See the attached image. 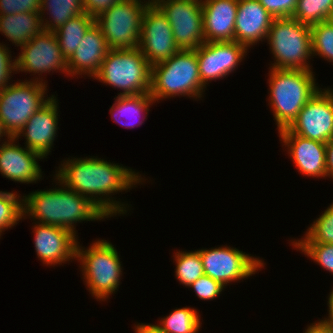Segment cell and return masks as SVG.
<instances>
[{
	"label": "cell",
	"mask_w": 333,
	"mask_h": 333,
	"mask_svg": "<svg viewBox=\"0 0 333 333\" xmlns=\"http://www.w3.org/2000/svg\"><path fill=\"white\" fill-rule=\"evenodd\" d=\"M14 143L16 138L10 137L0 145L1 174L14 182L36 183L42 177L37 160L44 157L34 150L22 148Z\"/></svg>",
	"instance_id": "ac0fdd59"
},
{
	"label": "cell",
	"mask_w": 333,
	"mask_h": 333,
	"mask_svg": "<svg viewBox=\"0 0 333 333\" xmlns=\"http://www.w3.org/2000/svg\"><path fill=\"white\" fill-rule=\"evenodd\" d=\"M333 17V0H298L292 18L312 26Z\"/></svg>",
	"instance_id": "83f0119b"
},
{
	"label": "cell",
	"mask_w": 333,
	"mask_h": 333,
	"mask_svg": "<svg viewBox=\"0 0 333 333\" xmlns=\"http://www.w3.org/2000/svg\"><path fill=\"white\" fill-rule=\"evenodd\" d=\"M269 104L278 131L288 128L300 110L321 88L312 70L274 69L269 71Z\"/></svg>",
	"instance_id": "3957f363"
},
{
	"label": "cell",
	"mask_w": 333,
	"mask_h": 333,
	"mask_svg": "<svg viewBox=\"0 0 333 333\" xmlns=\"http://www.w3.org/2000/svg\"><path fill=\"white\" fill-rule=\"evenodd\" d=\"M149 4L145 0H123L95 18L109 49L139 47L142 18Z\"/></svg>",
	"instance_id": "9c48e42d"
},
{
	"label": "cell",
	"mask_w": 333,
	"mask_h": 333,
	"mask_svg": "<svg viewBox=\"0 0 333 333\" xmlns=\"http://www.w3.org/2000/svg\"><path fill=\"white\" fill-rule=\"evenodd\" d=\"M273 20L274 17L258 0H238L235 41L249 49L257 42L267 39Z\"/></svg>",
	"instance_id": "ffe728a7"
},
{
	"label": "cell",
	"mask_w": 333,
	"mask_h": 333,
	"mask_svg": "<svg viewBox=\"0 0 333 333\" xmlns=\"http://www.w3.org/2000/svg\"><path fill=\"white\" fill-rule=\"evenodd\" d=\"M19 197L15 192L0 191V236L24 217L23 199Z\"/></svg>",
	"instance_id": "1f68e13d"
},
{
	"label": "cell",
	"mask_w": 333,
	"mask_h": 333,
	"mask_svg": "<svg viewBox=\"0 0 333 333\" xmlns=\"http://www.w3.org/2000/svg\"><path fill=\"white\" fill-rule=\"evenodd\" d=\"M95 23V18L86 12L76 15L54 33L63 56L68 60L82 41L84 34Z\"/></svg>",
	"instance_id": "d4e9b609"
},
{
	"label": "cell",
	"mask_w": 333,
	"mask_h": 333,
	"mask_svg": "<svg viewBox=\"0 0 333 333\" xmlns=\"http://www.w3.org/2000/svg\"><path fill=\"white\" fill-rule=\"evenodd\" d=\"M259 3L274 17H292L298 0H258Z\"/></svg>",
	"instance_id": "e575fe53"
},
{
	"label": "cell",
	"mask_w": 333,
	"mask_h": 333,
	"mask_svg": "<svg viewBox=\"0 0 333 333\" xmlns=\"http://www.w3.org/2000/svg\"><path fill=\"white\" fill-rule=\"evenodd\" d=\"M267 41L276 59L271 68L311 70L307 63L312 56L310 26L292 17L274 18Z\"/></svg>",
	"instance_id": "52a82bcc"
},
{
	"label": "cell",
	"mask_w": 333,
	"mask_h": 333,
	"mask_svg": "<svg viewBox=\"0 0 333 333\" xmlns=\"http://www.w3.org/2000/svg\"><path fill=\"white\" fill-rule=\"evenodd\" d=\"M135 333H166L158 325L139 323L135 325Z\"/></svg>",
	"instance_id": "ab89813d"
},
{
	"label": "cell",
	"mask_w": 333,
	"mask_h": 333,
	"mask_svg": "<svg viewBox=\"0 0 333 333\" xmlns=\"http://www.w3.org/2000/svg\"><path fill=\"white\" fill-rule=\"evenodd\" d=\"M197 251L202 259L204 274L223 286L250 277L264 267V262L259 258H254L230 246Z\"/></svg>",
	"instance_id": "8fae6325"
},
{
	"label": "cell",
	"mask_w": 333,
	"mask_h": 333,
	"mask_svg": "<svg viewBox=\"0 0 333 333\" xmlns=\"http://www.w3.org/2000/svg\"><path fill=\"white\" fill-rule=\"evenodd\" d=\"M326 175L333 178V138L326 143Z\"/></svg>",
	"instance_id": "f35d334b"
},
{
	"label": "cell",
	"mask_w": 333,
	"mask_h": 333,
	"mask_svg": "<svg viewBox=\"0 0 333 333\" xmlns=\"http://www.w3.org/2000/svg\"><path fill=\"white\" fill-rule=\"evenodd\" d=\"M333 274V244H292Z\"/></svg>",
	"instance_id": "d6a6232c"
},
{
	"label": "cell",
	"mask_w": 333,
	"mask_h": 333,
	"mask_svg": "<svg viewBox=\"0 0 333 333\" xmlns=\"http://www.w3.org/2000/svg\"><path fill=\"white\" fill-rule=\"evenodd\" d=\"M76 245V260L80 261L82 273L93 297L100 301L109 298L120 285L122 266L117 250L106 240H97L85 248ZM83 248V249H82ZM104 299V300H103Z\"/></svg>",
	"instance_id": "8992f818"
},
{
	"label": "cell",
	"mask_w": 333,
	"mask_h": 333,
	"mask_svg": "<svg viewBox=\"0 0 333 333\" xmlns=\"http://www.w3.org/2000/svg\"><path fill=\"white\" fill-rule=\"evenodd\" d=\"M3 136H5V137L7 136L6 139L10 138V137L6 134V132H5L4 128H3V126H2L1 120H0V139H1V137H3ZM0 141H1V140H0Z\"/></svg>",
	"instance_id": "7bdbcfd3"
},
{
	"label": "cell",
	"mask_w": 333,
	"mask_h": 333,
	"mask_svg": "<svg viewBox=\"0 0 333 333\" xmlns=\"http://www.w3.org/2000/svg\"><path fill=\"white\" fill-rule=\"evenodd\" d=\"M238 0L202 2L204 42L235 41Z\"/></svg>",
	"instance_id": "44dd1931"
},
{
	"label": "cell",
	"mask_w": 333,
	"mask_h": 333,
	"mask_svg": "<svg viewBox=\"0 0 333 333\" xmlns=\"http://www.w3.org/2000/svg\"><path fill=\"white\" fill-rule=\"evenodd\" d=\"M157 0H148V2L151 4H154Z\"/></svg>",
	"instance_id": "ee69618b"
},
{
	"label": "cell",
	"mask_w": 333,
	"mask_h": 333,
	"mask_svg": "<svg viewBox=\"0 0 333 333\" xmlns=\"http://www.w3.org/2000/svg\"><path fill=\"white\" fill-rule=\"evenodd\" d=\"M279 137L300 173L313 178L327 176L325 143L303 138L288 128L280 130Z\"/></svg>",
	"instance_id": "e0dca14e"
},
{
	"label": "cell",
	"mask_w": 333,
	"mask_h": 333,
	"mask_svg": "<svg viewBox=\"0 0 333 333\" xmlns=\"http://www.w3.org/2000/svg\"><path fill=\"white\" fill-rule=\"evenodd\" d=\"M65 161L55 174L57 183L91 199L109 217L127 212L125 204L110 198L109 195L130 190L132 186L142 182L141 175L123 165L101 158H68Z\"/></svg>",
	"instance_id": "6da1fadb"
},
{
	"label": "cell",
	"mask_w": 333,
	"mask_h": 333,
	"mask_svg": "<svg viewBox=\"0 0 333 333\" xmlns=\"http://www.w3.org/2000/svg\"><path fill=\"white\" fill-rule=\"evenodd\" d=\"M288 129L303 138L327 143L333 138V90L320 89Z\"/></svg>",
	"instance_id": "4fadbf2b"
},
{
	"label": "cell",
	"mask_w": 333,
	"mask_h": 333,
	"mask_svg": "<svg viewBox=\"0 0 333 333\" xmlns=\"http://www.w3.org/2000/svg\"><path fill=\"white\" fill-rule=\"evenodd\" d=\"M305 330V333H333V331L321 320L319 322L316 321L315 323H312Z\"/></svg>",
	"instance_id": "60d3db41"
},
{
	"label": "cell",
	"mask_w": 333,
	"mask_h": 333,
	"mask_svg": "<svg viewBox=\"0 0 333 333\" xmlns=\"http://www.w3.org/2000/svg\"><path fill=\"white\" fill-rule=\"evenodd\" d=\"M115 99H116L115 103L110 107L109 110L112 119H114V121L120 124L122 127L124 126L131 129H133L135 126L142 125L144 119H146V116L148 114L149 106L155 102L150 93H144L140 95H128V96L118 95ZM143 113L145 118H143V115H141ZM138 115L142 116L143 121L139 122L140 120H138V123L132 124L133 120H131V118L134 116L136 118L138 117ZM121 117L122 118L130 117L129 119L132 122L131 121H130L131 123H129L128 121L122 122Z\"/></svg>",
	"instance_id": "cb8c5ba5"
},
{
	"label": "cell",
	"mask_w": 333,
	"mask_h": 333,
	"mask_svg": "<svg viewBox=\"0 0 333 333\" xmlns=\"http://www.w3.org/2000/svg\"><path fill=\"white\" fill-rule=\"evenodd\" d=\"M195 308L175 309L158 325L166 333H198L201 327L200 315Z\"/></svg>",
	"instance_id": "4316f807"
},
{
	"label": "cell",
	"mask_w": 333,
	"mask_h": 333,
	"mask_svg": "<svg viewBox=\"0 0 333 333\" xmlns=\"http://www.w3.org/2000/svg\"><path fill=\"white\" fill-rule=\"evenodd\" d=\"M56 99L52 95L50 100L33 114L15 137L18 140L19 136H24L25 146L40 153L44 158L51 152L53 141L57 135L58 102Z\"/></svg>",
	"instance_id": "d6986e66"
},
{
	"label": "cell",
	"mask_w": 333,
	"mask_h": 333,
	"mask_svg": "<svg viewBox=\"0 0 333 333\" xmlns=\"http://www.w3.org/2000/svg\"><path fill=\"white\" fill-rule=\"evenodd\" d=\"M201 300H213L221 294L225 286L208 275H202L190 286Z\"/></svg>",
	"instance_id": "836d02e7"
},
{
	"label": "cell",
	"mask_w": 333,
	"mask_h": 333,
	"mask_svg": "<svg viewBox=\"0 0 333 333\" xmlns=\"http://www.w3.org/2000/svg\"><path fill=\"white\" fill-rule=\"evenodd\" d=\"M60 188L40 190L23 196V216H31L39 224L54 225L77 234L74 225L109 216L91 199L72 191L63 184ZM65 187V188H64ZM25 197V198H24Z\"/></svg>",
	"instance_id": "7a4b0ae2"
},
{
	"label": "cell",
	"mask_w": 333,
	"mask_h": 333,
	"mask_svg": "<svg viewBox=\"0 0 333 333\" xmlns=\"http://www.w3.org/2000/svg\"><path fill=\"white\" fill-rule=\"evenodd\" d=\"M94 78L123 90L118 95L150 93L151 65L139 48L109 49Z\"/></svg>",
	"instance_id": "5b68a950"
},
{
	"label": "cell",
	"mask_w": 333,
	"mask_h": 333,
	"mask_svg": "<svg viewBox=\"0 0 333 333\" xmlns=\"http://www.w3.org/2000/svg\"><path fill=\"white\" fill-rule=\"evenodd\" d=\"M204 88L195 50L180 49L170 59L151 66L150 95L155 102L180 95L201 98Z\"/></svg>",
	"instance_id": "277c9868"
},
{
	"label": "cell",
	"mask_w": 333,
	"mask_h": 333,
	"mask_svg": "<svg viewBox=\"0 0 333 333\" xmlns=\"http://www.w3.org/2000/svg\"><path fill=\"white\" fill-rule=\"evenodd\" d=\"M310 30L312 56L319 55L327 61L333 62V21L330 19L312 25Z\"/></svg>",
	"instance_id": "4dcf8cb0"
},
{
	"label": "cell",
	"mask_w": 333,
	"mask_h": 333,
	"mask_svg": "<svg viewBox=\"0 0 333 333\" xmlns=\"http://www.w3.org/2000/svg\"><path fill=\"white\" fill-rule=\"evenodd\" d=\"M42 79L9 83L0 90V120L9 137L15 138L33 114L52 97L47 95L44 99L47 84Z\"/></svg>",
	"instance_id": "ba28073f"
},
{
	"label": "cell",
	"mask_w": 333,
	"mask_h": 333,
	"mask_svg": "<svg viewBox=\"0 0 333 333\" xmlns=\"http://www.w3.org/2000/svg\"><path fill=\"white\" fill-rule=\"evenodd\" d=\"M176 277L180 283L190 286L204 275L203 263L198 251H179L175 253Z\"/></svg>",
	"instance_id": "f1b7e54d"
},
{
	"label": "cell",
	"mask_w": 333,
	"mask_h": 333,
	"mask_svg": "<svg viewBox=\"0 0 333 333\" xmlns=\"http://www.w3.org/2000/svg\"><path fill=\"white\" fill-rule=\"evenodd\" d=\"M109 48L106 44L103 32L94 23L84 34L79 46L72 56L67 60L68 75H82L94 77L103 61Z\"/></svg>",
	"instance_id": "7402d4cb"
},
{
	"label": "cell",
	"mask_w": 333,
	"mask_h": 333,
	"mask_svg": "<svg viewBox=\"0 0 333 333\" xmlns=\"http://www.w3.org/2000/svg\"><path fill=\"white\" fill-rule=\"evenodd\" d=\"M154 4L170 23L179 49L195 50L204 43L202 3L192 0H157Z\"/></svg>",
	"instance_id": "30bf717a"
},
{
	"label": "cell",
	"mask_w": 333,
	"mask_h": 333,
	"mask_svg": "<svg viewBox=\"0 0 333 333\" xmlns=\"http://www.w3.org/2000/svg\"><path fill=\"white\" fill-rule=\"evenodd\" d=\"M0 43V90L9 84L12 71H16L15 60H12L10 50ZM13 61V62H12Z\"/></svg>",
	"instance_id": "8d00e7d4"
},
{
	"label": "cell",
	"mask_w": 333,
	"mask_h": 333,
	"mask_svg": "<svg viewBox=\"0 0 333 333\" xmlns=\"http://www.w3.org/2000/svg\"><path fill=\"white\" fill-rule=\"evenodd\" d=\"M37 256L46 265H58L76 258L77 236L70 230L37 223L34 225Z\"/></svg>",
	"instance_id": "2e32d148"
},
{
	"label": "cell",
	"mask_w": 333,
	"mask_h": 333,
	"mask_svg": "<svg viewBox=\"0 0 333 333\" xmlns=\"http://www.w3.org/2000/svg\"><path fill=\"white\" fill-rule=\"evenodd\" d=\"M328 311H329V316L328 319L325 318L323 320H321L325 325H327L332 331H333V289L329 294V298H328Z\"/></svg>",
	"instance_id": "b9f144b4"
},
{
	"label": "cell",
	"mask_w": 333,
	"mask_h": 333,
	"mask_svg": "<svg viewBox=\"0 0 333 333\" xmlns=\"http://www.w3.org/2000/svg\"><path fill=\"white\" fill-rule=\"evenodd\" d=\"M248 48L236 41L204 42L196 51L202 85L221 79L233 72L240 64Z\"/></svg>",
	"instance_id": "9a60e30c"
},
{
	"label": "cell",
	"mask_w": 333,
	"mask_h": 333,
	"mask_svg": "<svg viewBox=\"0 0 333 333\" xmlns=\"http://www.w3.org/2000/svg\"><path fill=\"white\" fill-rule=\"evenodd\" d=\"M123 0H83L84 12L96 18L114 4Z\"/></svg>",
	"instance_id": "74e56055"
},
{
	"label": "cell",
	"mask_w": 333,
	"mask_h": 333,
	"mask_svg": "<svg viewBox=\"0 0 333 333\" xmlns=\"http://www.w3.org/2000/svg\"><path fill=\"white\" fill-rule=\"evenodd\" d=\"M46 10L53 19L45 23L42 16ZM39 12L43 30L55 32L71 18L84 13L83 0H41Z\"/></svg>",
	"instance_id": "484cf974"
},
{
	"label": "cell",
	"mask_w": 333,
	"mask_h": 333,
	"mask_svg": "<svg viewBox=\"0 0 333 333\" xmlns=\"http://www.w3.org/2000/svg\"><path fill=\"white\" fill-rule=\"evenodd\" d=\"M20 49L21 53L15 59L16 72L42 75L59 70L68 75L67 59L63 56L54 32L42 30Z\"/></svg>",
	"instance_id": "7c38bea8"
},
{
	"label": "cell",
	"mask_w": 333,
	"mask_h": 333,
	"mask_svg": "<svg viewBox=\"0 0 333 333\" xmlns=\"http://www.w3.org/2000/svg\"><path fill=\"white\" fill-rule=\"evenodd\" d=\"M192 1H196V2L202 3L204 0H192Z\"/></svg>",
	"instance_id": "f6af8a7d"
},
{
	"label": "cell",
	"mask_w": 333,
	"mask_h": 333,
	"mask_svg": "<svg viewBox=\"0 0 333 333\" xmlns=\"http://www.w3.org/2000/svg\"><path fill=\"white\" fill-rule=\"evenodd\" d=\"M43 30L40 12L0 15V32L17 46L27 44Z\"/></svg>",
	"instance_id": "603a6c76"
},
{
	"label": "cell",
	"mask_w": 333,
	"mask_h": 333,
	"mask_svg": "<svg viewBox=\"0 0 333 333\" xmlns=\"http://www.w3.org/2000/svg\"><path fill=\"white\" fill-rule=\"evenodd\" d=\"M138 48L151 66L170 59L180 50L170 23L155 4H149L144 11Z\"/></svg>",
	"instance_id": "5bb4252c"
},
{
	"label": "cell",
	"mask_w": 333,
	"mask_h": 333,
	"mask_svg": "<svg viewBox=\"0 0 333 333\" xmlns=\"http://www.w3.org/2000/svg\"><path fill=\"white\" fill-rule=\"evenodd\" d=\"M293 244H333V203L308 228L303 239Z\"/></svg>",
	"instance_id": "f546056e"
},
{
	"label": "cell",
	"mask_w": 333,
	"mask_h": 333,
	"mask_svg": "<svg viewBox=\"0 0 333 333\" xmlns=\"http://www.w3.org/2000/svg\"><path fill=\"white\" fill-rule=\"evenodd\" d=\"M41 0H0V15L39 12Z\"/></svg>",
	"instance_id": "d590c367"
}]
</instances>
